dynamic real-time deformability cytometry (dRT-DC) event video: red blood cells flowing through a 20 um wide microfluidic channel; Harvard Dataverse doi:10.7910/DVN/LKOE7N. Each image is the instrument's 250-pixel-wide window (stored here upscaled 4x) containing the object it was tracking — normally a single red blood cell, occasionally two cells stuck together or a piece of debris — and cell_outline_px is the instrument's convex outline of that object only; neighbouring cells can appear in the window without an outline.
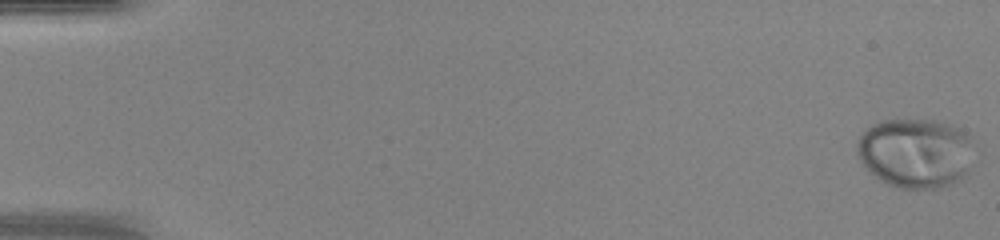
{"species": "human", "species_latin": "Homo sapiens", "temperature_condition": "warm", "stored_images_in_passage": 49, "camera_frame_rate_fps": 3000, "um_per_image_px": 0.085, "donor": {"sex": "female"}, "frame": {"image": 1, "passage_image": 1, "time_ms": 0.0, "image_size_px": [1000, 240], "cell_outline_px": [[972, 144], [968, 172], [960, 180], [952, 184], [940, 188], [900, 188], [888, 184], [880, 180], [860, 160], [856, 152], [856, 144], [860, 136], [872, 124], [880, 120], [936, 120], [952, 124], [960, 128], [972, 136]], "centroid_in_image_um": [77.84, 12.99], "position_along_channel_um": 7.2, "area_um2": 47.69}}
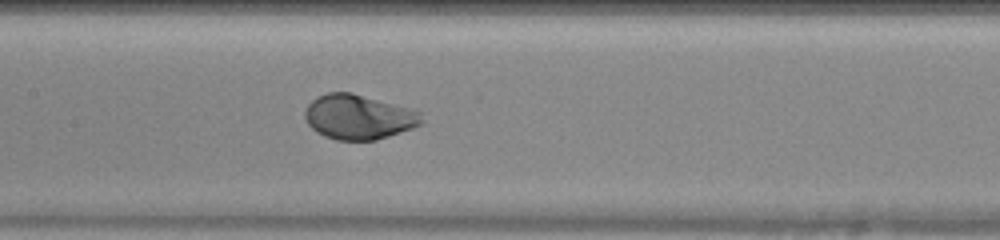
{"frame": {"image": 2, "passage_image": 25, "time_ms": 8.0, "image_size_px": [1000, 240], "cell_outline_px": [[424, 120], [420, 124], [412, 128], [376, 140], [336, 140], [324, 136], [316, 132], [308, 124], [304, 116], [304, 112], [308, 104], [316, 96], [328, 92], [352, 92], [408, 108], [420, 112]], "centroid_in_image_um": [30.44, 9.94], "position_along_channel_um": 177.0, "area_um2": 30.35}}
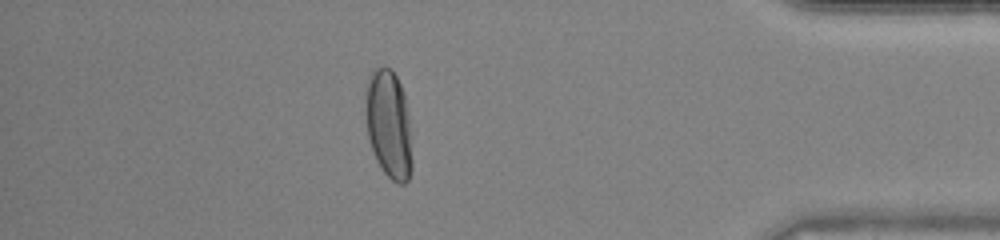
{"frame": {"image": 3, "passage_image": 43, "time_ms": 14.0, "image_size_px": [1000, 240], "cell_outline_px": [[412, 168], [408, 180], [404, 184], [396, 184], [384, 172], [376, 160], [368, 136], [364, 112], [364, 92], [368, 76], [376, 68], [392, 68], [404, 92], [412, 140]], "centroid_in_image_um": [33.03, 10.57], "position_along_channel_um": 402.2, "area_um2": 30.0}, "authors_computed_cell_mechanics": {"area_um2": 31.3276, "velocity_mm_per_s": 4.3249, "shape_relaxation_time_tau1_ms": 4.0126, "shape_relaxation_time_tau2_ms": null, "deformation_change_tau1": 0.2122, "deformation_change_tau2": null}}